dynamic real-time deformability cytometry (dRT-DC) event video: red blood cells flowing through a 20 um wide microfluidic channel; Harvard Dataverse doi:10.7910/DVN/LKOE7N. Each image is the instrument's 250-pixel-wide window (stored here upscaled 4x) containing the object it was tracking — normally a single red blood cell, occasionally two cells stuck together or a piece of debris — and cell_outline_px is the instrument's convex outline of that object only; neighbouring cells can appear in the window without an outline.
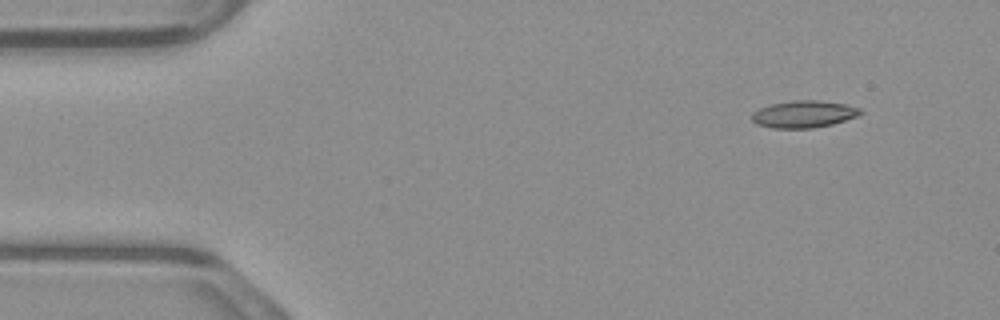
{"species": "common noctule bat (a hibernating species)", "species_latin": "Nyctalus noctula", "temperature_condition": "warm", "stored_images_in_passage": 49, "camera_frame_rate_fps": 3000, "um_per_image_px": 0.085, "animal": {"sex": "male", "body_mass_g": 23.1, "forearm_length_mm": 52.7}, "frame": {"image": 1, "passage_image": 1, "time_ms": 0.0, "image_size_px": [1000, 320], "cell_outline_px": [[864, 112], [856, 116], [832, 124], [812, 128], [772, 128], [756, 124], [752, 120], [752, 112], [768, 104], [792, 100], [820, 100], [844, 104], [860, 108]], "centroid_in_image_um": [68.29, 9.69], "position_along_channel_um": 16.7, "area_um2": 17.17}}
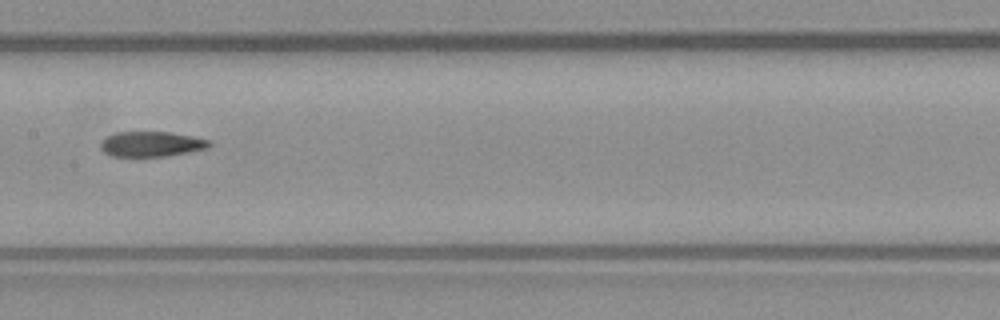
{"frame": {"image": 2, "passage_image": 22, "time_ms": 7.0, "image_size_px": [1000, 320], "cell_outline_px": [[212, 144], [208, 148], [188, 152], [164, 156], [112, 156], [104, 152], [100, 148], [100, 144], [108, 136], [116, 132], [168, 132], [192, 136], [212, 140]], "centroid_in_image_um": [12.9, 12.24], "position_along_channel_um": 194.5, "area_um2": 15.84}}
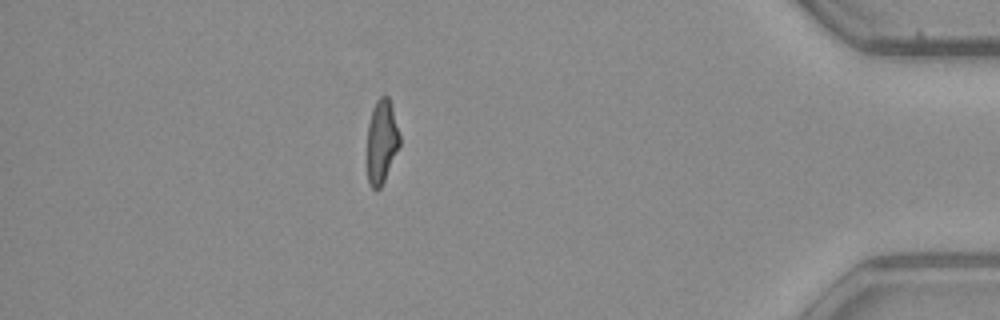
{"frame": {"image": 3, "passage_image": 42, "time_ms": 13.667, "image_size_px": [1000, 320], "cell_outline_px": [[400, 144], [384, 180], [380, 188], [372, 188], [368, 184], [368, 124], [372, 108], [376, 100], [380, 96], [388, 96], [392, 108], [400, 136]], "centroid_in_image_um": [32.43, 12.0], "position_along_channel_um": 402.8, "area_um2": 15.55}, "authors_computed_cell_mechanics": {"area_um2": 16.9932, "velocity_mm_per_s": 3.8931, "shape_relaxation_time_tau1_ms": null, "shape_relaxation_time_tau2_ms": 4.9372, "deformation_change_tau1": null, "deformation_change_tau2": 0.1312}}